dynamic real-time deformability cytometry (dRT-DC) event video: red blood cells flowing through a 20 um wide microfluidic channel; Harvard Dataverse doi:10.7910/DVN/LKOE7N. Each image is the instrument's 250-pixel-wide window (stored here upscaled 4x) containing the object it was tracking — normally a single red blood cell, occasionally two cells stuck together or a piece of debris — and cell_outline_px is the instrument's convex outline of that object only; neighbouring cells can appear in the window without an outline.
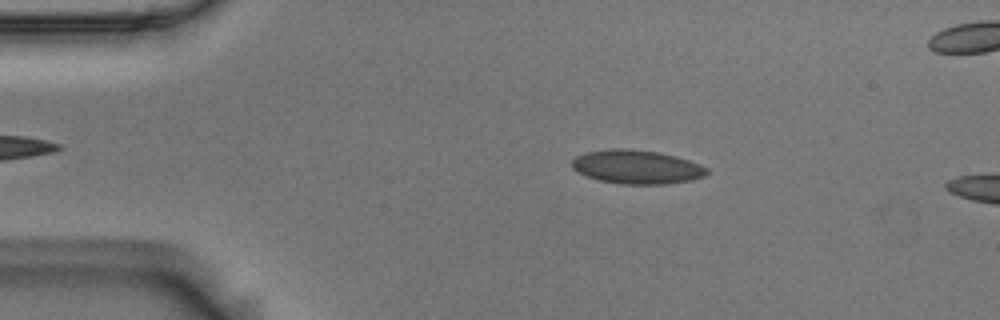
{"species": "Egyptian fruit bat (a non-hibernating species)", "species_latin": "Rousettus aegyptiacus", "temperature_condition": "room temperature", "stored_images_in_passage": 15, "camera_frame_rate_fps": 3000, "um_per_image_px": 0.085, "animal": {"sex": "male"}, "frame": {"image": 1, "passage_image": 9, "time_ms": 2.667, "image_size_px": [1000, 320], "cell_outline_px": [[708, 176], [692, 180], [668, 184], [620, 184], [600, 180], [588, 176], [572, 168], [572, 160], [576, 156], [588, 152], [612, 148], [628, 148], [660, 152], [676, 156], [700, 164], [708, 168]], "centroid_in_image_um": [54.18, 14.19], "position_along_channel_um": 30.8, "area_um2": 26.7}}